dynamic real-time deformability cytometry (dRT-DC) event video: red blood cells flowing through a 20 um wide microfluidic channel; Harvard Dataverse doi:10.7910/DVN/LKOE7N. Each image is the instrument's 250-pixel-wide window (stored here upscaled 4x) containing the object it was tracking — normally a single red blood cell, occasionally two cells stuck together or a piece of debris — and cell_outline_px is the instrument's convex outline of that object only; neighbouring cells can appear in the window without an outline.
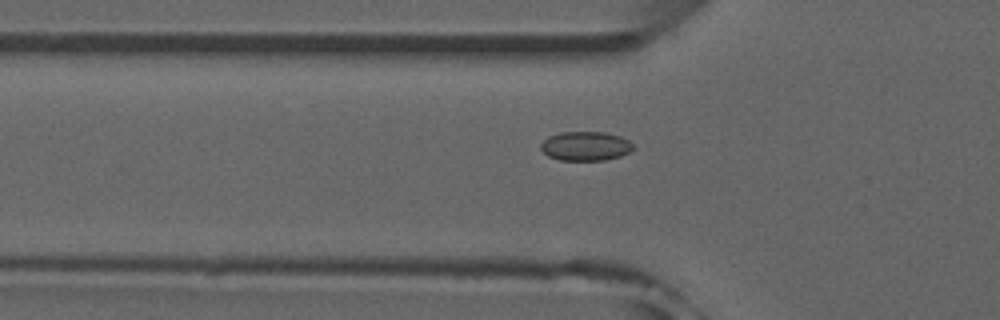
{"species": "common noctule bat (a hibernating species)", "species_latin": "Nyctalus noctula", "temperature_condition": "room temperature", "stored_images_in_passage": 52, "camera_frame_rate_fps": 3000, "um_per_image_px": 0.085, "animal": {"sex": "male", "forearm_length_mm": 52.5}, "frame": {"image": 1, "passage_image": 18, "time_ms": 5.667, "image_size_px": [1000, 320], "cell_outline_px": [[632, 148], [628, 152], [620, 156], [604, 160], [560, 160], [548, 156], [540, 148], [540, 144], [548, 136], [560, 132], [604, 132], [620, 136], [628, 140], [632, 144]], "centroid_in_image_um": [49.73, 12.41], "position_along_channel_um": 76.1, "area_um2": 15.61}}
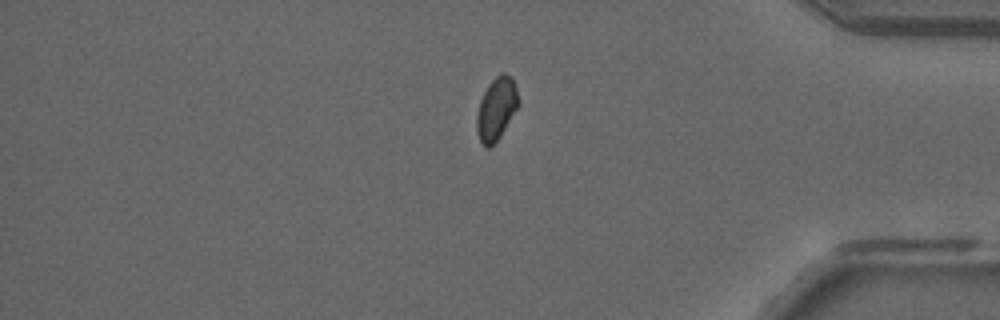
{"frame": {"image": 2, "passage_image": 44, "time_ms": 14.333, "image_size_px": [1000, 320], "cell_outline_px": [[520, 104], [500, 136], [488, 148], [480, 140], [476, 128], [476, 116], [480, 100], [488, 84], [500, 72], [504, 72], [512, 76], [520, 100]], "centroid_in_image_um": [42.21, 9.19], "position_along_channel_um": 393.0, "area_um2": 15.2}}
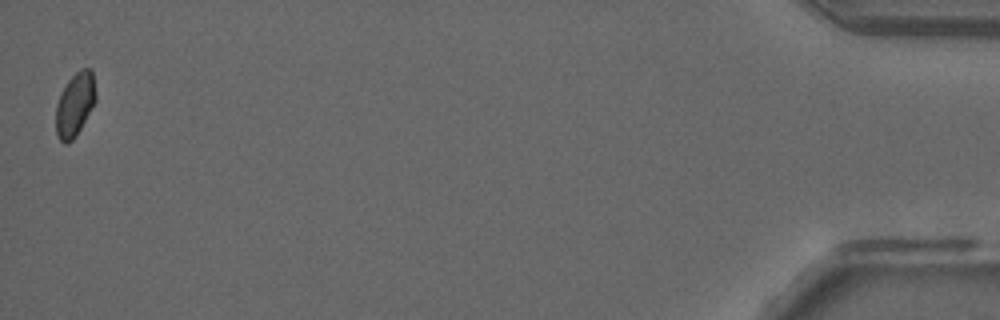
{"frame": {"image": 3, "passage_image": 52, "time_ms": 17.0, "image_size_px": [1000, 320], "cell_outline_px": [[96, 100], [76, 136], [68, 144], [64, 144], [56, 136], [56, 104], [60, 92], [68, 80], [80, 68], [92, 68], [96, 92]], "centroid_in_image_um": [6.36, 8.87], "position_along_channel_um": 428.8, "area_um2": 14.97}, "authors_computed_cell_mechanics": {"area_um2": 15.2881, "velocity_mm_per_s": 3.9639, "shape_relaxation_time_tau1_ms": null, "shape_relaxation_time_tau2_ms": 2.0745, "deformation_change_tau1": null, "deformation_change_tau2": 0.0479}}